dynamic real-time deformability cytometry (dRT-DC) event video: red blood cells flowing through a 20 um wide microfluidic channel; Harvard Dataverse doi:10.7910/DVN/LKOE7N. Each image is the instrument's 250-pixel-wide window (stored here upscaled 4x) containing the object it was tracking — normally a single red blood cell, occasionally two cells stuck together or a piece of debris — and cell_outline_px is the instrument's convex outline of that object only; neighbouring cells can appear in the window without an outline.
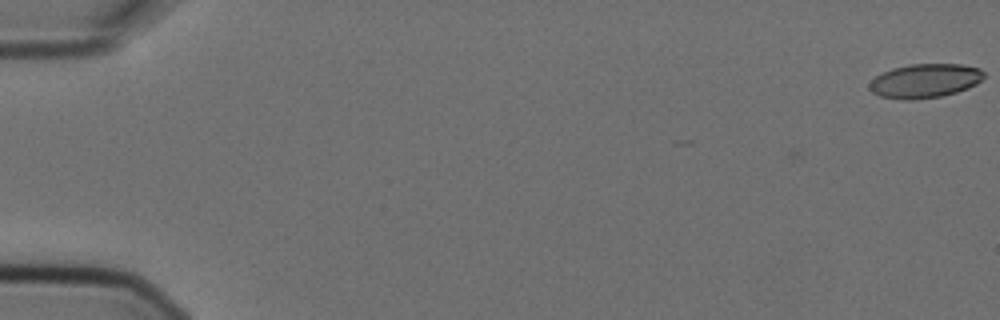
{"species": "Egyptian fruit bat (a non-hibernating species)", "species_latin": "Rousettus aegyptiacus", "temperature_condition": "cold", "stored_images_in_passage": 5, "camera_frame_rate_fps": 3000, "um_per_image_px": 0.085, "animal": {"sex": "female"}, "frame": {"image": 1, "passage_image": 1, "time_ms": 0.0, "image_size_px": [1000, 320], "cell_outline_px": [[984, 76], [976, 84], [968, 88], [956, 92], [940, 96], [912, 100], [900, 100], [880, 96], [872, 92], [868, 88], [868, 84], [876, 76], [892, 68], [908, 64], [960, 64], [980, 68], [984, 72]], "centroid_in_image_um": [78.59, 6.87], "position_along_channel_um": 6.4, "area_um2": 22.77}}
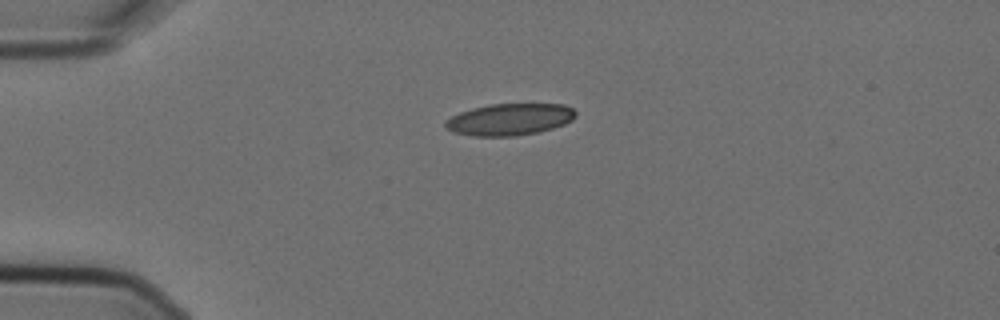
{"frame": {"image": 2, "passage_image": 5, "time_ms": 1.333, "image_size_px": [1000, 320], "cell_outline_px": [[576, 116], [572, 120], [564, 124], [540, 132], [516, 136], [472, 136], [452, 132], [444, 128], [444, 124], [452, 116], [460, 112], [472, 108], [488, 104], [564, 104], [572, 108], [576, 112]], "centroid_in_image_um": [43.31, 10.15], "position_along_channel_um": 41.7, "area_um2": 24.28}}